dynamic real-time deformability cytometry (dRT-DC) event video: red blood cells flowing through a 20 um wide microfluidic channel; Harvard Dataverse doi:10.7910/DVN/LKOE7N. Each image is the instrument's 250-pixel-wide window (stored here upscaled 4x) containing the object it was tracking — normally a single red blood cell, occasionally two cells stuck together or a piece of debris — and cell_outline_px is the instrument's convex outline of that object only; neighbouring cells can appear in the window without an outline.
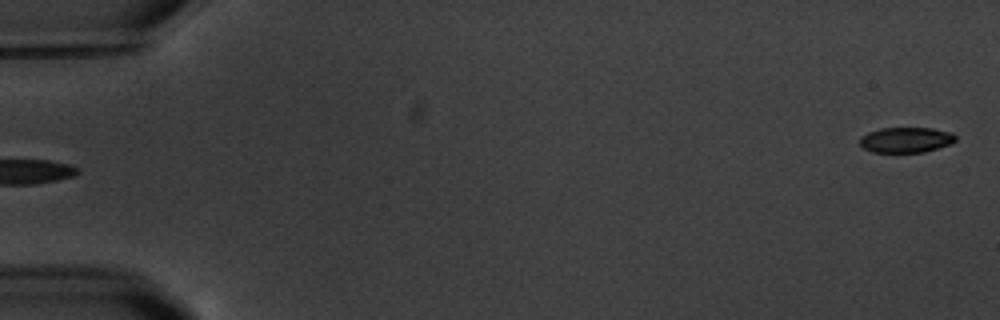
{"species": "common noctule bat (a hibernating species)", "species_latin": "Nyctalus noctula", "temperature_condition": "warm", "stored_images_in_passage": 6, "segment_of_instrument_passage": [2, 2], "camera_frame_rate_fps": 3000, "um_per_image_px": 0.085, "animal": {"sex": "male", "body_mass_g": 20.1, "forearm_length_mm": 53.5}, "frame": {"image": 1, "passage_image": 6, "time_ms": 6.667, "image_size_px": [1000, 320], "cell_outline_px": [[956, 140], [948, 144], [924, 152], [872, 152], [864, 148], [860, 144], [860, 136], [868, 132], [880, 128], [932, 128], [952, 132], [956, 136]], "centroid_in_image_um": [76.99, 11.88], "position_along_channel_um": 8.0, "area_um2": 14.1}}